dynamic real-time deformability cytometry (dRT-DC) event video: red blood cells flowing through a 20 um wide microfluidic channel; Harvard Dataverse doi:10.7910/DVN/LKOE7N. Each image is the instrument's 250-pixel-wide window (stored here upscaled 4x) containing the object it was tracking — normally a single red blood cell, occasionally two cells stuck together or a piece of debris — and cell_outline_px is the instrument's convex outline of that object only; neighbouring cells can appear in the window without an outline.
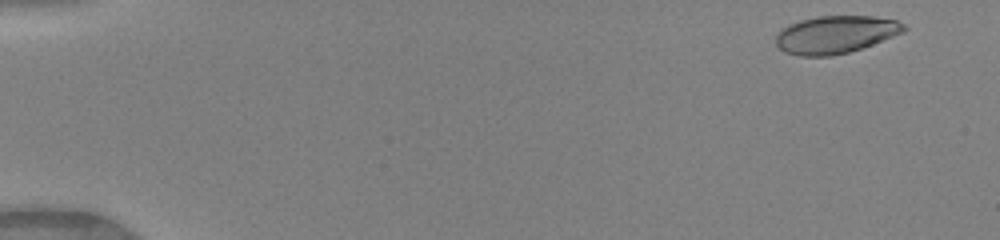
{"species": "human", "species_latin": "Homo sapiens", "temperature_condition": "warm", "stored_images_in_passage": 15, "camera_frame_rate_fps": 3000, "um_per_image_px": 0.085, "donor": {"sex": "female"}, "frame": {"image": 1, "passage_image": 3, "time_ms": 0.667, "image_size_px": [1000, 240], "cell_outline_px": [[908, 28], [904, 32], [872, 44], [848, 52], [832, 56], [800, 56], [784, 52], [776, 44], [776, 36], [788, 24], [800, 20], [816, 16], [872, 16], [896, 20], [904, 24]], "centroid_in_image_um": [71.02, 2.93], "position_along_channel_um": 14.0, "area_um2": 27.98}}